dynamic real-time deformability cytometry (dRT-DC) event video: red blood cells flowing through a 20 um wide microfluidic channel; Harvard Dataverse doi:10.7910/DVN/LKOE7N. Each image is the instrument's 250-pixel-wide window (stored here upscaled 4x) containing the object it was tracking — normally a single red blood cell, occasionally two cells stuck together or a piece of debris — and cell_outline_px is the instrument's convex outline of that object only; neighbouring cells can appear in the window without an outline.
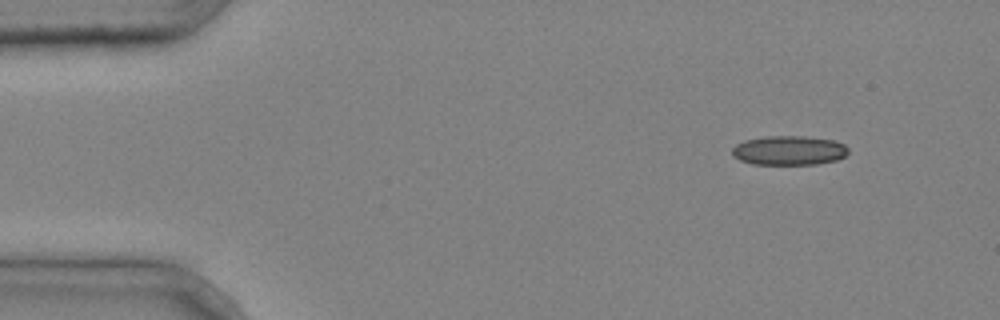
{"species": "common noctule bat (a hibernating species)", "species_latin": "Nyctalus noctula", "temperature_condition": "cold", "stored_images_in_passage": 5, "camera_frame_rate_fps": 3000, "um_per_image_px": 0.085, "animal": {"sex": "male", "body_mass_g": 20.4}, "frame": {"image": 1, "passage_image": 1, "time_ms": 0.0, "image_size_px": [1000, 320], "cell_outline_px": [[848, 152], [844, 156], [836, 160], [816, 164], [752, 164], [740, 160], [732, 156], [732, 148], [736, 144], [744, 140], [764, 136], [804, 136], [832, 140], [844, 144], [848, 148]], "centroid_in_image_um": [67.03, 12.78], "position_along_channel_um": 18.0, "area_um2": 19.88}}
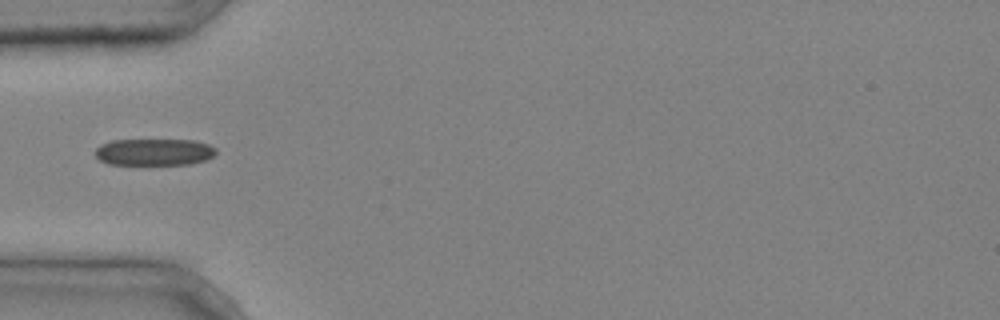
{"frame": {"image": 2, "passage_image": 4, "time_ms": 1.0, "image_size_px": [1000, 320], "cell_outline_px": [[216, 152], [212, 156], [204, 160], [192, 164], [108, 164], [100, 160], [96, 156], [96, 148], [100, 144], [112, 140], [192, 140], [208, 144], [216, 148]], "centroid_in_image_um": [13.09, 12.92], "position_along_channel_um": 71.9, "area_um2": 18.79}}